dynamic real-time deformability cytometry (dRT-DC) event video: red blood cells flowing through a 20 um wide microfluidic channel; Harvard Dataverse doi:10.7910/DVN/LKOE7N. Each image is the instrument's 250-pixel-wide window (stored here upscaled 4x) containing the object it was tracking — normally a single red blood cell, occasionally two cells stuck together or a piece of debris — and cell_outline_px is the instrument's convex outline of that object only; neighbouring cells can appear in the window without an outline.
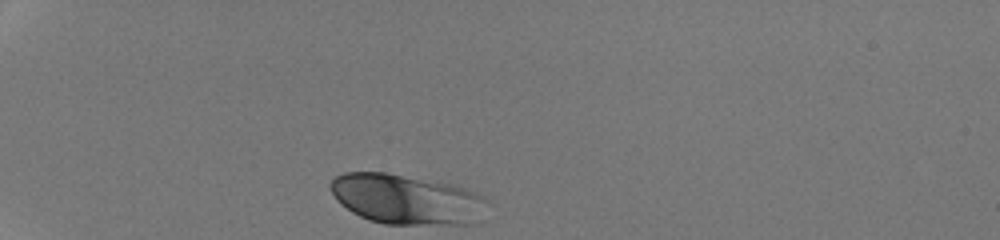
{"species": "human", "species_latin": "Homo sapiens", "temperature_condition": "room temperature", "stored_images_in_passage": 30, "camera_frame_rate_fps": 3000, "um_per_image_px": 0.085, "donor": {"sex": "male"}, "frame": {"image": 1, "passage_image": 1, "time_ms": 0.0, "image_size_px": [1000, 240], "cell_outline_px": [[492, 204], [476, 224], [384, 224], [368, 220], [352, 212], [336, 200], [328, 184], [336, 176], [344, 172], [384, 172], [452, 184], [476, 192], [484, 196]], "centroid_in_image_um": [34.61, 16.95], "position_along_channel_um": 50.4, "area_um2": 46.18}}
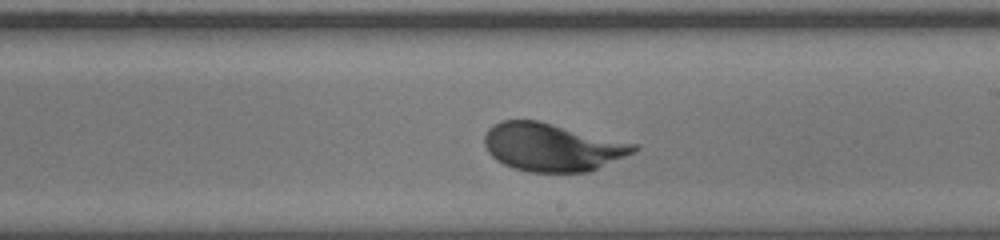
{"frame": {"image": 2, "passage_image": 18, "time_ms": 5.667, "image_size_px": [1000, 240], "cell_outline_px": [[640, 148], [636, 152], [588, 172], [528, 172], [512, 168], [496, 160], [488, 152], [484, 144], [484, 136], [488, 128], [492, 124], [500, 120], [540, 120], [636, 144]], "centroid_in_image_um": [46.91, 12.5], "position_along_channel_um": 242.1, "area_um2": 42.02}}
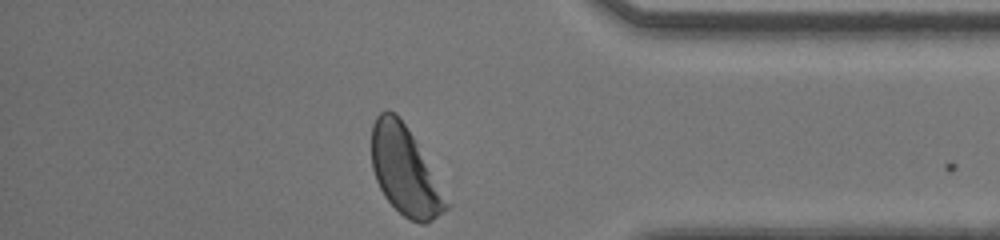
{"frame": {"image": 3, "passage_image": 30, "time_ms": 9.667, "image_size_px": [1000, 240], "cell_outline_px": [[452, 204], [448, 208], [428, 224], [420, 224], [408, 220], [384, 196], [376, 180], [372, 168], [372, 124], [376, 116], [380, 112], [396, 112], [400, 116], [412, 136]], "centroid_in_image_um": [34.44, 14.57], "position_along_channel_um": 400.8, "area_um2": 38.26}, "authors_computed_cell_mechanics": {"area_um2": 41.4715, "velocity_mm_per_s": 4.2324, "shape_relaxation_time_tau1_ms": 1.7324, "shape_relaxation_time_tau2_ms": null, "deformation_change_tau1": 0.1208, "deformation_change_tau2": null}}